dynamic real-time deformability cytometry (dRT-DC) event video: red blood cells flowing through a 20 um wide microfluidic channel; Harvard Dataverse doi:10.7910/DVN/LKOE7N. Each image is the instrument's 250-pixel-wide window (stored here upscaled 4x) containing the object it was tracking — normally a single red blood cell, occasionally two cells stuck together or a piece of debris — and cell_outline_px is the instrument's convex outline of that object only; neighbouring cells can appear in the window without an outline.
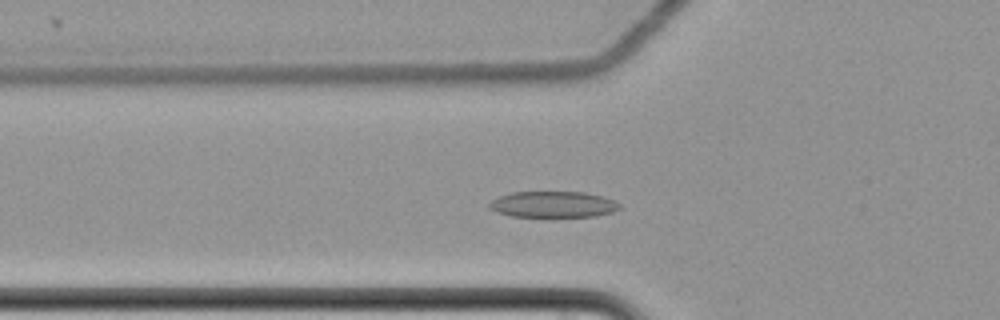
{"species": "common noctule bat (a hibernating species)", "species_latin": "Nyctalus noctula", "temperature_condition": "cold", "stored_images_in_passage": 58, "camera_frame_rate_fps": 3000, "um_per_image_px": 0.085, "animal": {"sex": "female", "body_mass_g": 22.7, "forearm_length_mm": 54.2}, "frame": {"image": 1, "passage_image": 19, "time_ms": 6.0, "image_size_px": [1000, 320], "cell_outline_px": [[624, 208], [612, 212], [596, 216], [512, 216], [496, 212], [488, 208], [488, 204], [492, 200], [500, 196], [512, 192], [584, 192], [600, 196], [612, 200], [620, 204]], "centroid_in_image_um": [47.01, 17.37], "position_along_channel_um": 78.8, "area_um2": 19.71}}
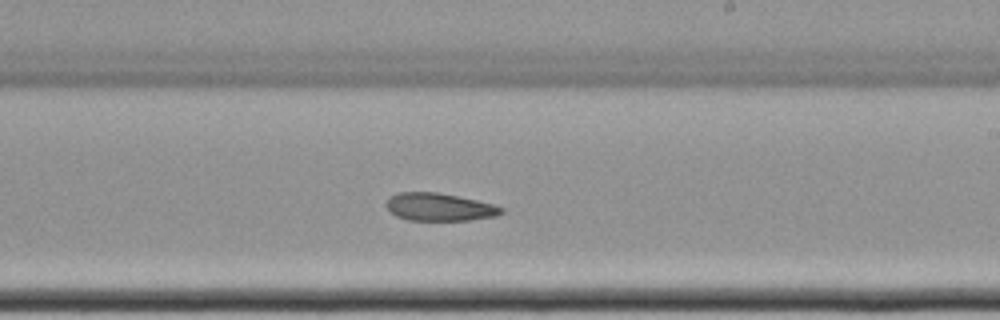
{"frame": {"image": 2, "passage_image": 34, "time_ms": 11.0, "image_size_px": [1000, 320], "cell_outline_px": [[504, 212], [496, 216], [468, 220], [408, 220], [396, 216], [384, 204], [388, 196], [396, 192], [436, 192], [476, 200], [492, 204], [504, 208]], "centroid_in_image_um": [37.3, 17.59], "position_along_channel_um": 251.7, "area_um2": 18.61}}
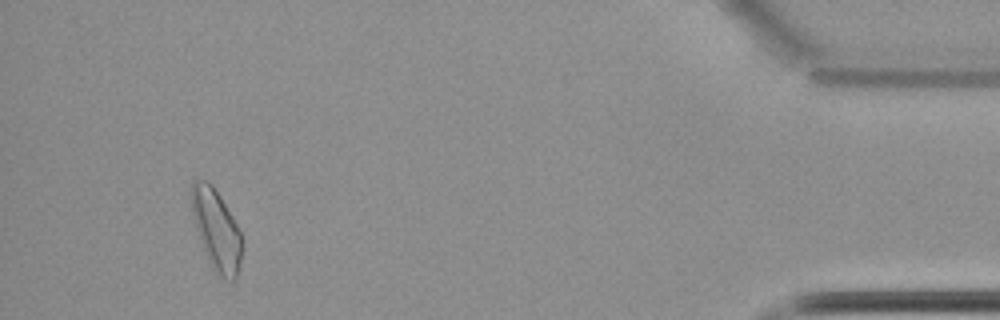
{"frame": {"image": 3, "passage_image": 54, "time_ms": 17.667, "image_size_px": [1000, 320], "cell_outline_px": [[240, 260], [236, 276], [232, 280], [224, 280], [216, 272], [208, 260], [200, 240], [196, 228], [192, 208], [192, 184], [196, 176], [208, 180], [212, 184], [220, 196], [232, 216], [240, 232]], "centroid_in_image_um": [18.36, 19.48], "position_along_channel_um": 416.8, "area_um2": 23.12}, "authors_computed_cell_mechanics": {"area_um2": 20.6924, "velocity_mm_per_s": 3.4677, "shape_relaxation_time_tau1_ms": null, "shape_relaxation_time_tau2_ms": 5.247, "deformation_change_tau1": null, "deformation_change_tau2": 0.1014}}